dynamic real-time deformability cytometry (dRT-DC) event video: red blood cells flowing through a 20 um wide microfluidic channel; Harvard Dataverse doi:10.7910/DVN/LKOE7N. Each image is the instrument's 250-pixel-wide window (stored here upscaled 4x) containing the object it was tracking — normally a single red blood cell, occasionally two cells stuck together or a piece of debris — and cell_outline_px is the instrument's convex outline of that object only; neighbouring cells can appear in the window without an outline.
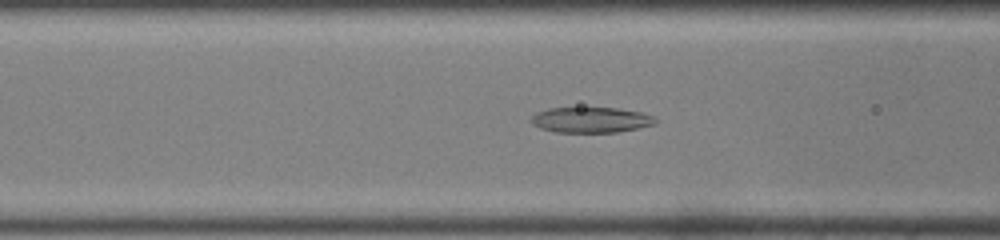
{"species": "common noctule bat (a hibernating species)", "species_latin": "Nyctalus noctula", "temperature_condition": "room temperature", "stored_images_in_passage": 12, "camera_frame_rate_fps": 3000, "um_per_image_px": 0.085, "animal": {"sex": "male", "body_mass_g": 19.0, "forearm_length_mm": 50.8}, "frame": {"image": 1, "passage_image": 6, "time_ms": 1.667, "image_size_px": [1000, 240], "cell_outline_px": [[656, 120], [652, 124], [636, 128], [616, 132], [556, 132], [540, 128], [532, 124], [532, 116], [536, 112], [548, 108], [616, 108], [640, 112], [652, 116]], "centroid_in_image_um": [50.16, 10.19], "position_along_channel_um": 116.4, "area_um2": 18.15}}
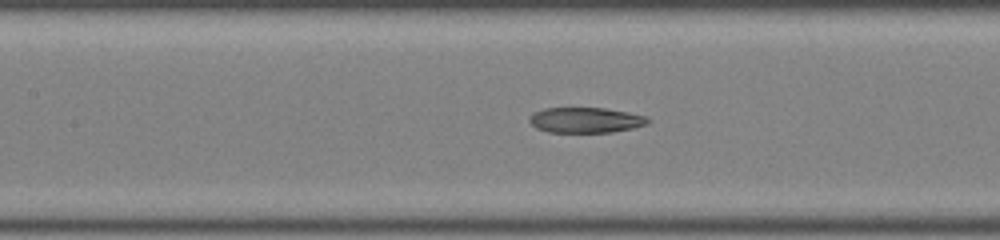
{"frame": {"image": 2, "passage_image": 9, "time_ms": 2.667, "image_size_px": [1000, 240], "cell_outline_px": [[652, 120], [648, 124], [632, 128], [612, 132], [548, 132], [536, 128], [528, 120], [536, 112], [544, 108], [604, 108], [628, 112], [644, 116]], "centroid_in_image_um": [49.8, 10.21], "position_along_channel_um": 157.6, "area_um2": 17.4}}
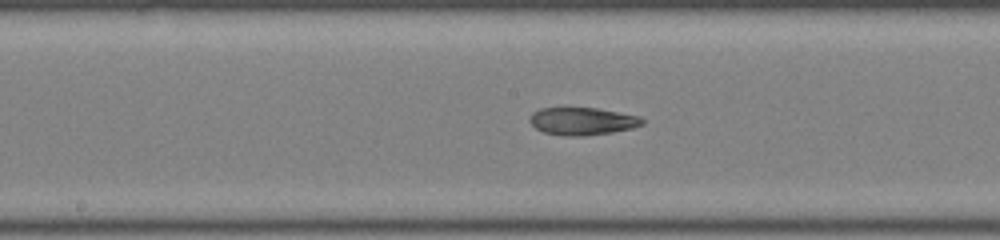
{"frame": {"image": 3, "passage_image": 12, "time_ms": 3.667, "image_size_px": [1000, 240], "cell_outline_px": [[644, 124], [632, 128], [612, 132], [584, 136], [568, 136], [544, 132], [536, 128], [528, 120], [532, 112], [540, 108], [596, 108], [640, 116], [644, 120]], "centroid_in_image_um": [49.5, 10.3], "position_along_channel_um": 198.7, "area_um2": 18.03}}